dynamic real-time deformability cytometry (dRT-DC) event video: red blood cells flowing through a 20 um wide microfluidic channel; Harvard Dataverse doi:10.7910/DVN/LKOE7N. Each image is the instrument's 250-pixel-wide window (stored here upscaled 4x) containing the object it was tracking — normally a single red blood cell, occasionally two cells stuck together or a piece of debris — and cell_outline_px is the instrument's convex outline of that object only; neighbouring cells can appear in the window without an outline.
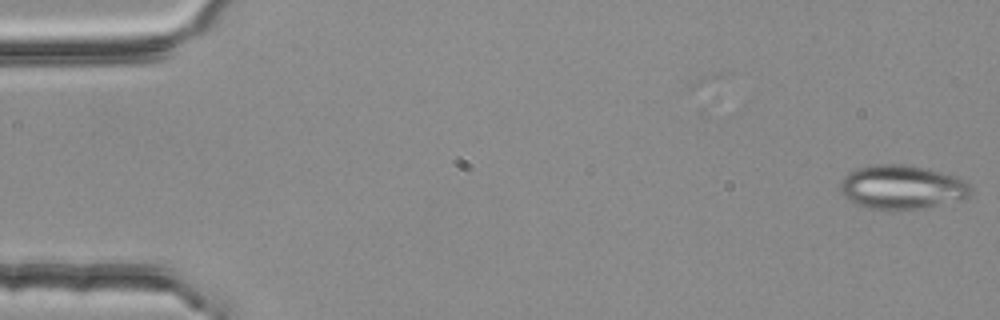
{"species": "common noctule bat (a hibernating species)", "species_latin": "Nyctalus noctula", "temperature_condition": "room temperature", "stored_images_in_passage": 4, "camera_frame_rate_fps": 3000, "um_per_image_px": 0.085, "animal": {"sex": "female", "body_mass_g": 25.1}, "frame": {"image": 1, "passage_image": 1, "time_ms": 0.0, "image_size_px": [1000, 320], "cell_outline_px": [[972, 192], [968, 196], [960, 200], [920, 208], [868, 208], [856, 204], [848, 200], [840, 192], [840, 184], [844, 176], [848, 172], [856, 168], [876, 164], [900, 164], [924, 168], [956, 176], [964, 180], [972, 188]], "centroid_in_image_um": [76.64, 15.89], "position_along_channel_um": 8.4, "area_um2": 33.06}}